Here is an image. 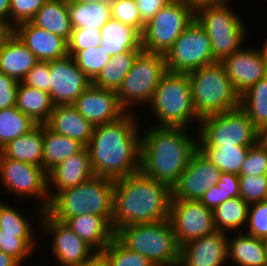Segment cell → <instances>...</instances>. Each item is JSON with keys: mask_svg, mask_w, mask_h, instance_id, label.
Wrapping results in <instances>:
<instances>
[{"mask_svg": "<svg viewBox=\"0 0 267 266\" xmlns=\"http://www.w3.org/2000/svg\"><path fill=\"white\" fill-rule=\"evenodd\" d=\"M38 62L15 33L0 48V72L17 82H21Z\"/></svg>", "mask_w": 267, "mask_h": 266, "instance_id": "cell-25", "label": "cell"}, {"mask_svg": "<svg viewBox=\"0 0 267 266\" xmlns=\"http://www.w3.org/2000/svg\"><path fill=\"white\" fill-rule=\"evenodd\" d=\"M41 227L52 236V254L62 266H84L90 262L97 253L74 233L64 222L54 219L47 211L39 216Z\"/></svg>", "mask_w": 267, "mask_h": 266, "instance_id": "cell-15", "label": "cell"}, {"mask_svg": "<svg viewBox=\"0 0 267 266\" xmlns=\"http://www.w3.org/2000/svg\"><path fill=\"white\" fill-rule=\"evenodd\" d=\"M143 24L149 22L165 5L172 0H135Z\"/></svg>", "mask_w": 267, "mask_h": 266, "instance_id": "cell-50", "label": "cell"}, {"mask_svg": "<svg viewBox=\"0 0 267 266\" xmlns=\"http://www.w3.org/2000/svg\"><path fill=\"white\" fill-rule=\"evenodd\" d=\"M192 103L201 119L240 107L235 90L222 62H214L188 73Z\"/></svg>", "mask_w": 267, "mask_h": 266, "instance_id": "cell-6", "label": "cell"}, {"mask_svg": "<svg viewBox=\"0 0 267 266\" xmlns=\"http://www.w3.org/2000/svg\"><path fill=\"white\" fill-rule=\"evenodd\" d=\"M240 197L248 204L267 200V175H238Z\"/></svg>", "mask_w": 267, "mask_h": 266, "instance_id": "cell-41", "label": "cell"}, {"mask_svg": "<svg viewBox=\"0 0 267 266\" xmlns=\"http://www.w3.org/2000/svg\"><path fill=\"white\" fill-rule=\"evenodd\" d=\"M100 255L110 266H153L145 256L124 247L115 237Z\"/></svg>", "mask_w": 267, "mask_h": 266, "instance_id": "cell-40", "label": "cell"}, {"mask_svg": "<svg viewBox=\"0 0 267 266\" xmlns=\"http://www.w3.org/2000/svg\"><path fill=\"white\" fill-rule=\"evenodd\" d=\"M114 180L94 176L73 188L60 191L51 201L47 212L65 222L83 214L105 217L112 224Z\"/></svg>", "mask_w": 267, "mask_h": 266, "instance_id": "cell-5", "label": "cell"}, {"mask_svg": "<svg viewBox=\"0 0 267 266\" xmlns=\"http://www.w3.org/2000/svg\"><path fill=\"white\" fill-rule=\"evenodd\" d=\"M31 22L69 41L73 27L67 0H46Z\"/></svg>", "mask_w": 267, "mask_h": 266, "instance_id": "cell-29", "label": "cell"}, {"mask_svg": "<svg viewBox=\"0 0 267 266\" xmlns=\"http://www.w3.org/2000/svg\"><path fill=\"white\" fill-rule=\"evenodd\" d=\"M221 173L197 150L178 181L172 186L171 200H200L209 188L219 182Z\"/></svg>", "mask_w": 267, "mask_h": 266, "instance_id": "cell-16", "label": "cell"}, {"mask_svg": "<svg viewBox=\"0 0 267 266\" xmlns=\"http://www.w3.org/2000/svg\"><path fill=\"white\" fill-rule=\"evenodd\" d=\"M76 3H110L112 0H71Z\"/></svg>", "mask_w": 267, "mask_h": 266, "instance_id": "cell-59", "label": "cell"}, {"mask_svg": "<svg viewBox=\"0 0 267 266\" xmlns=\"http://www.w3.org/2000/svg\"><path fill=\"white\" fill-rule=\"evenodd\" d=\"M35 123L21 112L16 105L0 110V150L10 141L25 135L33 129Z\"/></svg>", "mask_w": 267, "mask_h": 266, "instance_id": "cell-37", "label": "cell"}, {"mask_svg": "<svg viewBox=\"0 0 267 266\" xmlns=\"http://www.w3.org/2000/svg\"><path fill=\"white\" fill-rule=\"evenodd\" d=\"M134 117L126 112L114 122L94 126L86 148L95 176L115 181L139 172L141 134Z\"/></svg>", "mask_w": 267, "mask_h": 266, "instance_id": "cell-1", "label": "cell"}, {"mask_svg": "<svg viewBox=\"0 0 267 266\" xmlns=\"http://www.w3.org/2000/svg\"><path fill=\"white\" fill-rule=\"evenodd\" d=\"M148 129L141 136L139 171L172 188L198 150V141L185 127L153 125Z\"/></svg>", "mask_w": 267, "mask_h": 266, "instance_id": "cell-3", "label": "cell"}, {"mask_svg": "<svg viewBox=\"0 0 267 266\" xmlns=\"http://www.w3.org/2000/svg\"><path fill=\"white\" fill-rule=\"evenodd\" d=\"M45 126L52 132L79 141L85 147L90 142L94 126L74 105H56Z\"/></svg>", "mask_w": 267, "mask_h": 266, "instance_id": "cell-23", "label": "cell"}, {"mask_svg": "<svg viewBox=\"0 0 267 266\" xmlns=\"http://www.w3.org/2000/svg\"><path fill=\"white\" fill-rule=\"evenodd\" d=\"M35 238H17V234L0 233V252L11 255L20 264L33 254Z\"/></svg>", "mask_w": 267, "mask_h": 266, "instance_id": "cell-42", "label": "cell"}, {"mask_svg": "<svg viewBox=\"0 0 267 266\" xmlns=\"http://www.w3.org/2000/svg\"><path fill=\"white\" fill-rule=\"evenodd\" d=\"M100 46L110 55H117L129 50H142V34L132 26L111 18L100 29Z\"/></svg>", "mask_w": 267, "mask_h": 266, "instance_id": "cell-26", "label": "cell"}, {"mask_svg": "<svg viewBox=\"0 0 267 266\" xmlns=\"http://www.w3.org/2000/svg\"><path fill=\"white\" fill-rule=\"evenodd\" d=\"M84 147L77 140L52 132L44 124L43 168L47 173L68 157L80 152Z\"/></svg>", "mask_w": 267, "mask_h": 266, "instance_id": "cell-31", "label": "cell"}, {"mask_svg": "<svg viewBox=\"0 0 267 266\" xmlns=\"http://www.w3.org/2000/svg\"><path fill=\"white\" fill-rule=\"evenodd\" d=\"M114 237L126 248L145 256L153 266H179L181 246L169 219L118 228Z\"/></svg>", "mask_w": 267, "mask_h": 266, "instance_id": "cell-4", "label": "cell"}, {"mask_svg": "<svg viewBox=\"0 0 267 266\" xmlns=\"http://www.w3.org/2000/svg\"><path fill=\"white\" fill-rule=\"evenodd\" d=\"M94 176L95 174L91 166L89 152L87 148L84 147L80 152L68 157L47 173L50 201L60 191L80 185ZM51 185L54 189H52Z\"/></svg>", "mask_w": 267, "mask_h": 266, "instance_id": "cell-21", "label": "cell"}, {"mask_svg": "<svg viewBox=\"0 0 267 266\" xmlns=\"http://www.w3.org/2000/svg\"><path fill=\"white\" fill-rule=\"evenodd\" d=\"M0 266H21L11 255L0 252Z\"/></svg>", "mask_w": 267, "mask_h": 266, "instance_id": "cell-56", "label": "cell"}, {"mask_svg": "<svg viewBox=\"0 0 267 266\" xmlns=\"http://www.w3.org/2000/svg\"><path fill=\"white\" fill-rule=\"evenodd\" d=\"M199 201L213 211L225 201V191L215 185L209 188Z\"/></svg>", "mask_w": 267, "mask_h": 266, "instance_id": "cell-52", "label": "cell"}, {"mask_svg": "<svg viewBox=\"0 0 267 266\" xmlns=\"http://www.w3.org/2000/svg\"><path fill=\"white\" fill-rule=\"evenodd\" d=\"M14 33L36 56L38 61L49 62L68 55V42L31 21L18 24Z\"/></svg>", "mask_w": 267, "mask_h": 266, "instance_id": "cell-22", "label": "cell"}, {"mask_svg": "<svg viewBox=\"0 0 267 266\" xmlns=\"http://www.w3.org/2000/svg\"><path fill=\"white\" fill-rule=\"evenodd\" d=\"M110 4L112 18L136 28L142 34L145 25L141 20L135 0H112Z\"/></svg>", "mask_w": 267, "mask_h": 266, "instance_id": "cell-43", "label": "cell"}, {"mask_svg": "<svg viewBox=\"0 0 267 266\" xmlns=\"http://www.w3.org/2000/svg\"><path fill=\"white\" fill-rule=\"evenodd\" d=\"M227 240V232L216 230L185 243L181 246L179 266H224L229 261Z\"/></svg>", "mask_w": 267, "mask_h": 266, "instance_id": "cell-20", "label": "cell"}, {"mask_svg": "<svg viewBox=\"0 0 267 266\" xmlns=\"http://www.w3.org/2000/svg\"><path fill=\"white\" fill-rule=\"evenodd\" d=\"M50 97L54 106L73 105L92 81L79 69L70 55L49 61Z\"/></svg>", "mask_w": 267, "mask_h": 266, "instance_id": "cell-17", "label": "cell"}, {"mask_svg": "<svg viewBox=\"0 0 267 266\" xmlns=\"http://www.w3.org/2000/svg\"><path fill=\"white\" fill-rule=\"evenodd\" d=\"M93 126L114 122L126 111L119 105L117 92L91 84L73 104Z\"/></svg>", "mask_w": 267, "mask_h": 266, "instance_id": "cell-19", "label": "cell"}, {"mask_svg": "<svg viewBox=\"0 0 267 266\" xmlns=\"http://www.w3.org/2000/svg\"><path fill=\"white\" fill-rule=\"evenodd\" d=\"M262 242H263V245H264V248H265V252H266V257H267V237L263 238Z\"/></svg>", "mask_w": 267, "mask_h": 266, "instance_id": "cell-60", "label": "cell"}, {"mask_svg": "<svg viewBox=\"0 0 267 266\" xmlns=\"http://www.w3.org/2000/svg\"><path fill=\"white\" fill-rule=\"evenodd\" d=\"M0 179L13 195L42 199L37 215L49 207L48 177L43 167L7 158L0 152Z\"/></svg>", "mask_w": 267, "mask_h": 266, "instance_id": "cell-13", "label": "cell"}, {"mask_svg": "<svg viewBox=\"0 0 267 266\" xmlns=\"http://www.w3.org/2000/svg\"><path fill=\"white\" fill-rule=\"evenodd\" d=\"M159 121L158 127H185L192 120L200 123L191 95L188 74L167 72L155 89L148 105Z\"/></svg>", "mask_w": 267, "mask_h": 266, "instance_id": "cell-7", "label": "cell"}, {"mask_svg": "<svg viewBox=\"0 0 267 266\" xmlns=\"http://www.w3.org/2000/svg\"><path fill=\"white\" fill-rule=\"evenodd\" d=\"M0 19L9 23L10 20V0H0Z\"/></svg>", "mask_w": 267, "mask_h": 266, "instance_id": "cell-55", "label": "cell"}, {"mask_svg": "<svg viewBox=\"0 0 267 266\" xmlns=\"http://www.w3.org/2000/svg\"><path fill=\"white\" fill-rule=\"evenodd\" d=\"M249 147L243 146H198V150L221 172L239 175Z\"/></svg>", "mask_w": 267, "mask_h": 266, "instance_id": "cell-35", "label": "cell"}, {"mask_svg": "<svg viewBox=\"0 0 267 266\" xmlns=\"http://www.w3.org/2000/svg\"><path fill=\"white\" fill-rule=\"evenodd\" d=\"M248 207L240 196L224 201L212 211L216 230L241 231L247 225Z\"/></svg>", "mask_w": 267, "mask_h": 266, "instance_id": "cell-36", "label": "cell"}, {"mask_svg": "<svg viewBox=\"0 0 267 266\" xmlns=\"http://www.w3.org/2000/svg\"><path fill=\"white\" fill-rule=\"evenodd\" d=\"M216 186L225 191V201L240 196L239 177L236 174L222 172Z\"/></svg>", "mask_w": 267, "mask_h": 266, "instance_id": "cell-51", "label": "cell"}, {"mask_svg": "<svg viewBox=\"0 0 267 266\" xmlns=\"http://www.w3.org/2000/svg\"><path fill=\"white\" fill-rule=\"evenodd\" d=\"M84 266H110V265L100 254H97L90 262L86 263Z\"/></svg>", "mask_w": 267, "mask_h": 266, "instance_id": "cell-58", "label": "cell"}, {"mask_svg": "<svg viewBox=\"0 0 267 266\" xmlns=\"http://www.w3.org/2000/svg\"><path fill=\"white\" fill-rule=\"evenodd\" d=\"M142 50H129L121 54L111 56V60L103 67L92 84L113 91H118L125 76L130 71L137 55Z\"/></svg>", "mask_w": 267, "mask_h": 266, "instance_id": "cell-33", "label": "cell"}, {"mask_svg": "<svg viewBox=\"0 0 267 266\" xmlns=\"http://www.w3.org/2000/svg\"><path fill=\"white\" fill-rule=\"evenodd\" d=\"M257 143L267 151V126L258 130Z\"/></svg>", "mask_w": 267, "mask_h": 266, "instance_id": "cell-57", "label": "cell"}, {"mask_svg": "<svg viewBox=\"0 0 267 266\" xmlns=\"http://www.w3.org/2000/svg\"><path fill=\"white\" fill-rule=\"evenodd\" d=\"M100 44V30L74 28L68 41V55L72 57L77 51L96 47Z\"/></svg>", "mask_w": 267, "mask_h": 266, "instance_id": "cell-47", "label": "cell"}, {"mask_svg": "<svg viewBox=\"0 0 267 266\" xmlns=\"http://www.w3.org/2000/svg\"><path fill=\"white\" fill-rule=\"evenodd\" d=\"M164 57L168 72L182 74L216 62L210 38L195 19L175 40Z\"/></svg>", "mask_w": 267, "mask_h": 266, "instance_id": "cell-12", "label": "cell"}, {"mask_svg": "<svg viewBox=\"0 0 267 266\" xmlns=\"http://www.w3.org/2000/svg\"><path fill=\"white\" fill-rule=\"evenodd\" d=\"M188 5L194 12H197L201 8L218 6L227 3L228 0H182Z\"/></svg>", "mask_w": 267, "mask_h": 266, "instance_id": "cell-53", "label": "cell"}, {"mask_svg": "<svg viewBox=\"0 0 267 266\" xmlns=\"http://www.w3.org/2000/svg\"><path fill=\"white\" fill-rule=\"evenodd\" d=\"M236 13L231 10L228 2L195 12V20L210 38L215 61L222 62L242 48L247 31L243 20Z\"/></svg>", "mask_w": 267, "mask_h": 266, "instance_id": "cell-8", "label": "cell"}, {"mask_svg": "<svg viewBox=\"0 0 267 266\" xmlns=\"http://www.w3.org/2000/svg\"><path fill=\"white\" fill-rule=\"evenodd\" d=\"M16 107L37 124H45L53 111L50 94L18 83Z\"/></svg>", "mask_w": 267, "mask_h": 266, "instance_id": "cell-30", "label": "cell"}, {"mask_svg": "<svg viewBox=\"0 0 267 266\" xmlns=\"http://www.w3.org/2000/svg\"><path fill=\"white\" fill-rule=\"evenodd\" d=\"M26 86L38 88L50 94L49 62L39 61L21 81Z\"/></svg>", "mask_w": 267, "mask_h": 266, "instance_id": "cell-48", "label": "cell"}, {"mask_svg": "<svg viewBox=\"0 0 267 266\" xmlns=\"http://www.w3.org/2000/svg\"><path fill=\"white\" fill-rule=\"evenodd\" d=\"M97 254H100L114 238L112 224L102 216L78 215L64 222Z\"/></svg>", "mask_w": 267, "mask_h": 266, "instance_id": "cell-24", "label": "cell"}, {"mask_svg": "<svg viewBox=\"0 0 267 266\" xmlns=\"http://www.w3.org/2000/svg\"><path fill=\"white\" fill-rule=\"evenodd\" d=\"M46 0H10L9 24L15 28L18 24L31 21L42 8Z\"/></svg>", "mask_w": 267, "mask_h": 266, "instance_id": "cell-45", "label": "cell"}, {"mask_svg": "<svg viewBox=\"0 0 267 266\" xmlns=\"http://www.w3.org/2000/svg\"><path fill=\"white\" fill-rule=\"evenodd\" d=\"M72 58L91 81L99 75L103 67L111 60V56L100 45L77 51Z\"/></svg>", "mask_w": 267, "mask_h": 266, "instance_id": "cell-39", "label": "cell"}, {"mask_svg": "<svg viewBox=\"0 0 267 266\" xmlns=\"http://www.w3.org/2000/svg\"><path fill=\"white\" fill-rule=\"evenodd\" d=\"M18 83L0 72V110L16 105Z\"/></svg>", "mask_w": 267, "mask_h": 266, "instance_id": "cell-49", "label": "cell"}, {"mask_svg": "<svg viewBox=\"0 0 267 266\" xmlns=\"http://www.w3.org/2000/svg\"><path fill=\"white\" fill-rule=\"evenodd\" d=\"M164 55L141 51L117 91L119 105L130 112L134 103L150 104L155 89L167 73Z\"/></svg>", "mask_w": 267, "mask_h": 266, "instance_id": "cell-9", "label": "cell"}, {"mask_svg": "<svg viewBox=\"0 0 267 266\" xmlns=\"http://www.w3.org/2000/svg\"><path fill=\"white\" fill-rule=\"evenodd\" d=\"M239 175H267V151L258 143L249 147Z\"/></svg>", "mask_w": 267, "mask_h": 266, "instance_id": "cell-46", "label": "cell"}, {"mask_svg": "<svg viewBox=\"0 0 267 266\" xmlns=\"http://www.w3.org/2000/svg\"><path fill=\"white\" fill-rule=\"evenodd\" d=\"M247 227L246 234L259 239L267 237V200L249 205Z\"/></svg>", "mask_w": 267, "mask_h": 266, "instance_id": "cell-44", "label": "cell"}, {"mask_svg": "<svg viewBox=\"0 0 267 266\" xmlns=\"http://www.w3.org/2000/svg\"><path fill=\"white\" fill-rule=\"evenodd\" d=\"M227 240V259L236 266H267V257L262 239L242 231ZM230 239V240H229Z\"/></svg>", "mask_w": 267, "mask_h": 266, "instance_id": "cell-28", "label": "cell"}, {"mask_svg": "<svg viewBox=\"0 0 267 266\" xmlns=\"http://www.w3.org/2000/svg\"><path fill=\"white\" fill-rule=\"evenodd\" d=\"M198 128V146L251 147L257 143L258 130L240 107L203 117Z\"/></svg>", "mask_w": 267, "mask_h": 266, "instance_id": "cell-10", "label": "cell"}, {"mask_svg": "<svg viewBox=\"0 0 267 266\" xmlns=\"http://www.w3.org/2000/svg\"><path fill=\"white\" fill-rule=\"evenodd\" d=\"M71 25L74 28L100 30L112 18L110 3H76L67 0Z\"/></svg>", "mask_w": 267, "mask_h": 266, "instance_id": "cell-32", "label": "cell"}, {"mask_svg": "<svg viewBox=\"0 0 267 266\" xmlns=\"http://www.w3.org/2000/svg\"><path fill=\"white\" fill-rule=\"evenodd\" d=\"M194 19L195 12L182 0L170 1L145 24L142 32V50L165 56Z\"/></svg>", "mask_w": 267, "mask_h": 266, "instance_id": "cell-11", "label": "cell"}, {"mask_svg": "<svg viewBox=\"0 0 267 266\" xmlns=\"http://www.w3.org/2000/svg\"><path fill=\"white\" fill-rule=\"evenodd\" d=\"M169 220L180 246L216 231L212 210L199 200H171Z\"/></svg>", "mask_w": 267, "mask_h": 266, "instance_id": "cell-14", "label": "cell"}, {"mask_svg": "<svg viewBox=\"0 0 267 266\" xmlns=\"http://www.w3.org/2000/svg\"><path fill=\"white\" fill-rule=\"evenodd\" d=\"M17 208L0 202V233L17 234V238H34L30 219Z\"/></svg>", "mask_w": 267, "mask_h": 266, "instance_id": "cell-38", "label": "cell"}, {"mask_svg": "<svg viewBox=\"0 0 267 266\" xmlns=\"http://www.w3.org/2000/svg\"><path fill=\"white\" fill-rule=\"evenodd\" d=\"M240 108L259 130L267 126V80L260 79L240 95Z\"/></svg>", "mask_w": 267, "mask_h": 266, "instance_id": "cell-34", "label": "cell"}, {"mask_svg": "<svg viewBox=\"0 0 267 266\" xmlns=\"http://www.w3.org/2000/svg\"><path fill=\"white\" fill-rule=\"evenodd\" d=\"M44 124L10 141L0 152L7 158L43 167Z\"/></svg>", "mask_w": 267, "mask_h": 266, "instance_id": "cell-27", "label": "cell"}, {"mask_svg": "<svg viewBox=\"0 0 267 266\" xmlns=\"http://www.w3.org/2000/svg\"><path fill=\"white\" fill-rule=\"evenodd\" d=\"M171 187L140 171L114 181L112 228L169 219Z\"/></svg>", "mask_w": 267, "mask_h": 266, "instance_id": "cell-2", "label": "cell"}, {"mask_svg": "<svg viewBox=\"0 0 267 266\" xmlns=\"http://www.w3.org/2000/svg\"><path fill=\"white\" fill-rule=\"evenodd\" d=\"M14 33V28L5 20L0 19V48Z\"/></svg>", "mask_w": 267, "mask_h": 266, "instance_id": "cell-54", "label": "cell"}, {"mask_svg": "<svg viewBox=\"0 0 267 266\" xmlns=\"http://www.w3.org/2000/svg\"><path fill=\"white\" fill-rule=\"evenodd\" d=\"M265 42L260 49L242 47L222 61L230 81L240 95L266 75L267 39Z\"/></svg>", "mask_w": 267, "mask_h": 266, "instance_id": "cell-18", "label": "cell"}]
</instances>
